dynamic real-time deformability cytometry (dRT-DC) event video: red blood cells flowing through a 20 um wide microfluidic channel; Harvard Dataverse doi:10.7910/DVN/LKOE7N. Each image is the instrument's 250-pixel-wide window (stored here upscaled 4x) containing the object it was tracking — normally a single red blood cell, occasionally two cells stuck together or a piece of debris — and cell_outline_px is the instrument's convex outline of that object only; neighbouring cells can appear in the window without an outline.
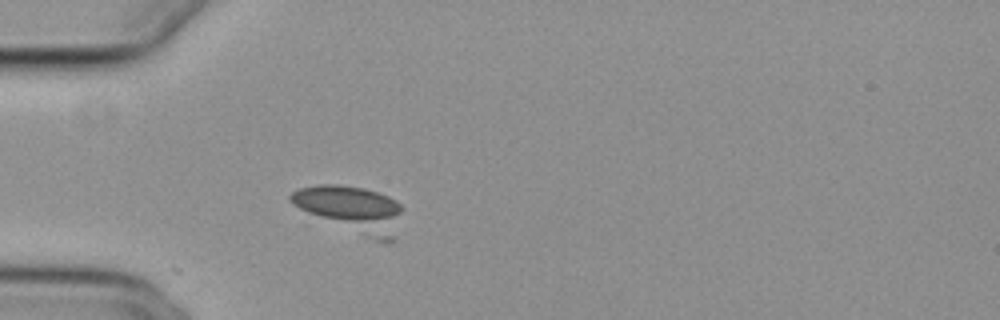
{"species": "common noctule bat (a hibernating species)", "species_latin": "Nyctalus noctula", "temperature_condition": "cold", "stored_images_in_passage": 36, "camera_frame_rate_fps": 3000, "um_per_image_px": 0.085, "animal": {"sex": "female", "body_mass_g": 29.2, "forearm_length_mm": 56.3}, "frame": {"image": 1, "passage_image": 17, "time_ms": 5.333, "image_size_px": [1000, 320], "cell_outline_px": [[400, 212], [392, 240], [388, 244], [384, 244], [308, 216], [292, 204], [288, 200], [288, 196], [292, 192], [300, 188], [320, 184], [336, 184], [364, 188], [388, 196], [396, 200], [400, 204]], "centroid_in_image_um": [29.77, 17.8], "position_along_channel_um": 55.2, "area_um2": 30.58}}